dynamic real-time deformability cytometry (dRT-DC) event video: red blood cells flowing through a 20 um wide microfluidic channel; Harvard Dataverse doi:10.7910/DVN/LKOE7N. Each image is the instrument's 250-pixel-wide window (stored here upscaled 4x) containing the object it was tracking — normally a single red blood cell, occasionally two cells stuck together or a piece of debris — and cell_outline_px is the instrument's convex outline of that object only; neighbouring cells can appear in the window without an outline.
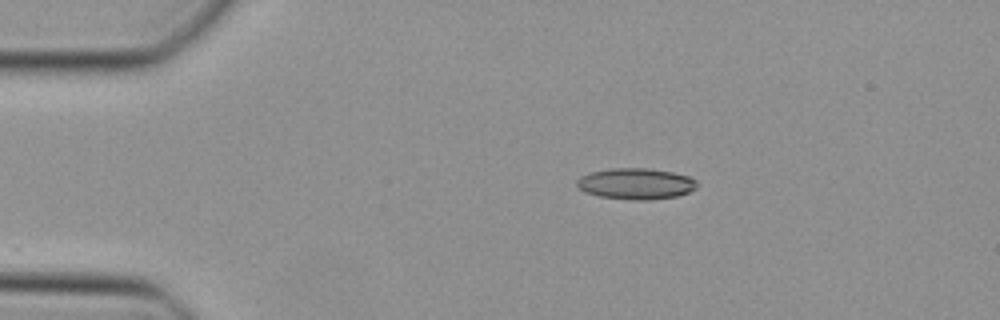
{"species": "Egyptian fruit bat (a non-hibernating species)", "species_latin": "Rousettus aegyptiacus", "temperature_condition": "cold", "stored_images_in_passage": 39, "camera_frame_rate_fps": 3000, "um_per_image_px": 0.085, "animal": {"sex": "female"}, "frame": {"image": 1, "passage_image": 1, "time_ms": 0.0, "image_size_px": [1000, 320], "cell_outline_px": [[696, 188], [688, 192], [676, 196], [648, 200], [632, 200], [600, 196], [584, 192], [576, 184], [576, 180], [580, 176], [588, 172], [608, 168], [648, 168], [672, 172], [688, 176], [696, 180]], "centroid_in_image_um": [54.01, 15.6], "position_along_channel_um": 31.0, "area_um2": 21.85}}
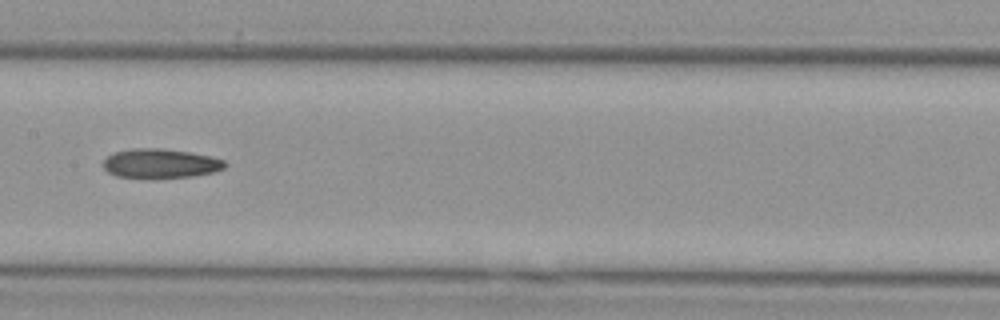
{"frame": {"image": 2, "passage_image": 16, "time_ms": 5.0, "image_size_px": [1000, 320], "cell_outline_px": [[228, 164], [224, 168], [212, 172], [192, 176], [152, 180], [116, 176], [108, 172], [104, 168], [104, 160], [112, 152], [132, 148], [164, 148], [212, 156], [224, 160]], "centroid_in_image_um": [13.62, 13.91], "position_along_channel_um": 193.8, "area_um2": 21.39}}
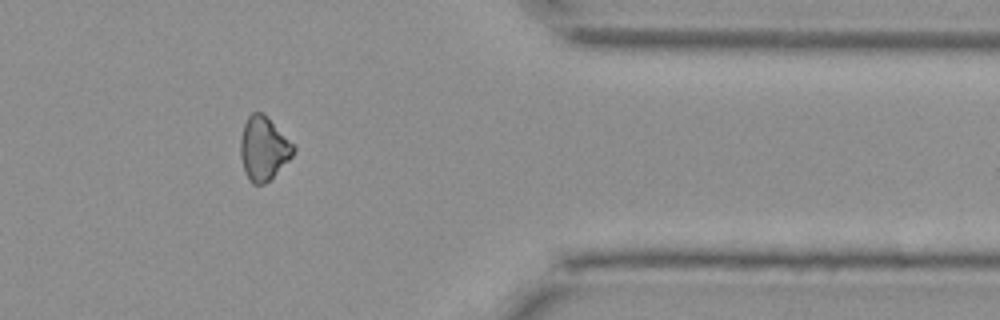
{"frame": {"image": 3, "passage_image": 31, "time_ms": 10.0, "image_size_px": [1000, 320], "cell_outline_px": [[296, 148], [292, 156], [264, 184], [252, 184], [248, 180], [244, 172], [240, 156], [240, 140], [244, 124], [248, 116], [252, 112], [260, 112]], "centroid_in_image_um": [22.34, 12.66], "position_along_channel_um": 389.1, "area_um2": 18.96}}